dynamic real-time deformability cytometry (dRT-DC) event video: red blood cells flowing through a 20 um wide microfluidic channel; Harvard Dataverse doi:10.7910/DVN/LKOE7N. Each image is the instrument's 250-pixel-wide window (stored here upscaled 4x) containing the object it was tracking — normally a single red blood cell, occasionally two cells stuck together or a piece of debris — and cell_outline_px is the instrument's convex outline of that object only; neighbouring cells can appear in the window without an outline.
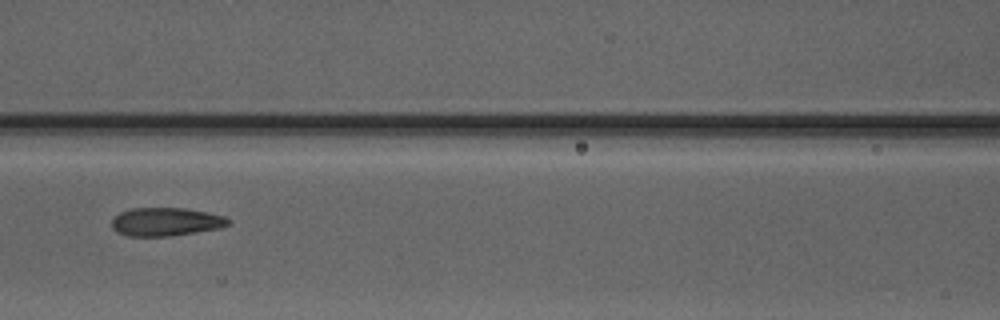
{"species": "Egyptian fruit bat (a non-hibernating species)", "species_latin": "Rousettus aegyptiacus", "temperature_condition": "warm", "stored_images_in_passage": 6, "camera_frame_rate_fps": 3000, "um_per_image_px": 0.085, "animal": {"sex": "male"}, "frame": {"image": 1, "passage_image": 6, "time_ms": 7.0, "image_size_px": [1000, 320], "cell_outline_px": [[228, 224], [220, 228], [172, 236], [128, 236], [116, 232], [112, 228], [112, 216], [120, 212], [132, 208], [184, 208], [208, 212], [224, 216], [228, 220]], "centroid_in_image_um": [14.04, 18.85], "position_along_channel_um": 152.6, "area_um2": 19.31}}